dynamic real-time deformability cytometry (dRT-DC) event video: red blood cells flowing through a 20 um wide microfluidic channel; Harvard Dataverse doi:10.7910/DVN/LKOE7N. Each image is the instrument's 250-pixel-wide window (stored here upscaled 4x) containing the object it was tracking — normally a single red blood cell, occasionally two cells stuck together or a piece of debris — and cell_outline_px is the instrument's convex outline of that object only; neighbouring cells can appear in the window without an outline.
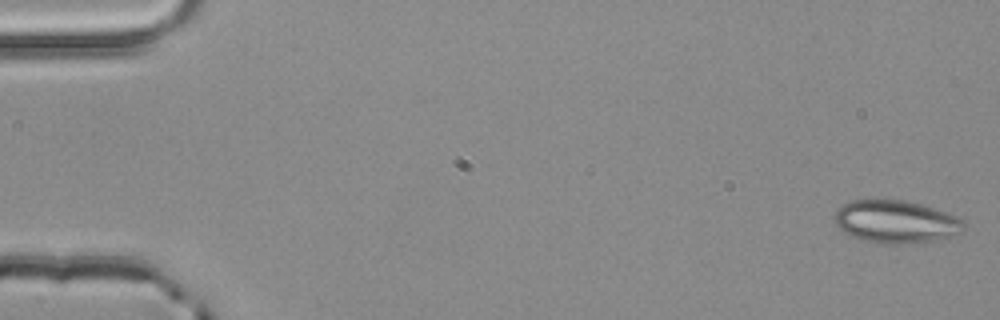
{"species": "common noctule bat (a hibernating species)", "species_latin": "Nyctalus noctula", "temperature_condition": "room temperature", "stored_images_in_passage": 6, "camera_frame_rate_fps": 3000, "um_per_image_px": 0.085, "animal": {"sex": "male", "body_mass_g": 20.4}, "frame": {"image": 1, "passage_image": 1, "time_ms": 0.0, "image_size_px": [1000, 320], "cell_outline_px": [[964, 228], [960, 232], [924, 244], [876, 244], [860, 240], [844, 232], [836, 224], [832, 216], [836, 208], [852, 200], [904, 200], [920, 204], [960, 216], [964, 220]], "centroid_in_image_um": [76.13, 18.87], "position_along_channel_um": 8.9, "area_um2": 32.77}}
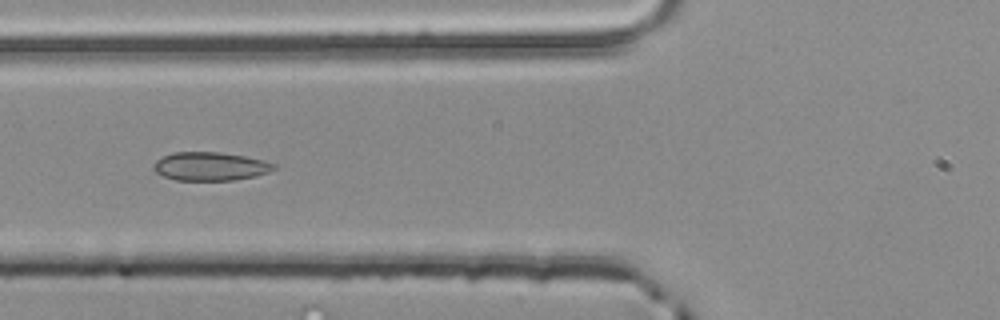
{"frame": {"image": 2, "passage_image": 5, "time_ms": 1.333, "image_size_px": [1000, 320], "cell_outline_px": [[276, 168], [268, 172], [256, 176], [232, 180], [176, 180], [164, 176], [156, 172], [152, 168], [156, 160], [172, 152], [220, 152], [244, 156], [264, 160], [276, 164]], "centroid_in_image_um": [17.88, 14.13], "position_along_channel_um": 107.9, "area_um2": 19.94}}
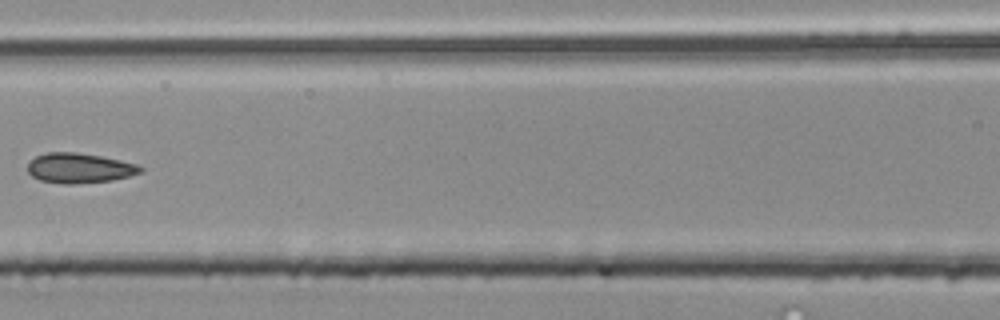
{"frame": {"image": 3, "passage_image": 6, "time_ms": 1.667, "image_size_px": [1000, 320], "cell_outline_px": [[144, 172], [112, 180], [76, 184], [64, 184], [40, 180], [32, 176], [28, 172], [28, 164], [36, 156], [48, 152], [76, 152], [100, 156], [120, 160], [136, 164], [144, 168]], "centroid_in_image_um": [6.76, 14.29], "position_along_channel_um": 159.8, "area_um2": 19.65}}